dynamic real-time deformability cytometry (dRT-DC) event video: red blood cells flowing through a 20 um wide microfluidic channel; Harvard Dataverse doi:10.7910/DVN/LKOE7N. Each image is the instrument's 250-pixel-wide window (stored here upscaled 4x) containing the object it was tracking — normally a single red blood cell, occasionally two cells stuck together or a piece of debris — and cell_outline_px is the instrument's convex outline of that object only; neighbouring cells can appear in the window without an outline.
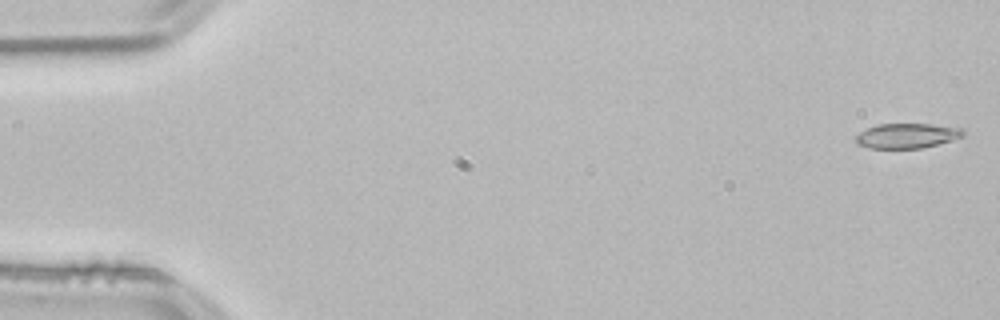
{"species": "common noctule bat (a hibernating species)", "species_latin": "Nyctalus noctula", "temperature_condition": "room temperature", "stored_images_in_passage": 44, "camera_frame_rate_fps": 3000, "um_per_image_px": 0.085, "animal": {"sex": "male", "body_mass_g": 21.5, "forearm_length_mm": 52.0}, "frame": {"image": 1, "passage_image": 1, "time_ms": 0.0, "image_size_px": [1000, 320], "cell_outline_px": [[964, 136], [952, 140], [920, 148], [868, 148], [856, 144], [856, 136], [860, 132], [876, 124], [932, 124], [964, 128]], "centroid_in_image_um": [77.1, 11.53], "position_along_channel_um": 7.9, "area_um2": 15.55}}
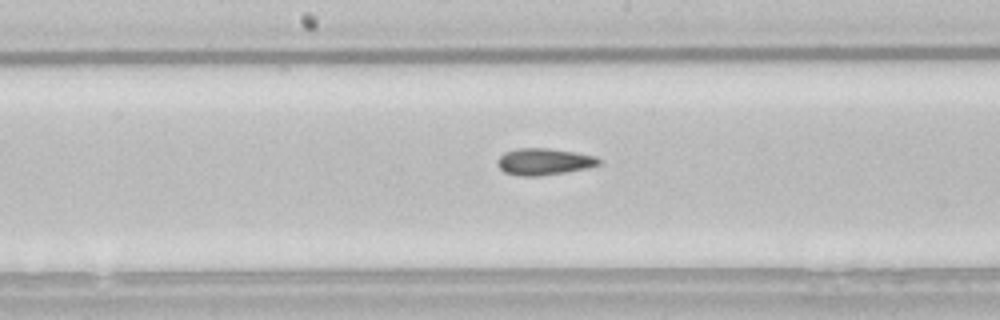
{"frame": {"image": 2, "passage_image": 27, "time_ms": 8.667, "image_size_px": [1000, 320], "cell_outline_px": [[600, 164], [588, 168], [540, 176], [520, 176], [504, 172], [496, 164], [496, 160], [504, 152], [516, 148], [548, 148], [576, 152], [596, 156], [600, 160]], "centroid_in_image_um": [46.21, 13.73], "position_along_channel_um": 202.0, "area_um2": 15.9}}
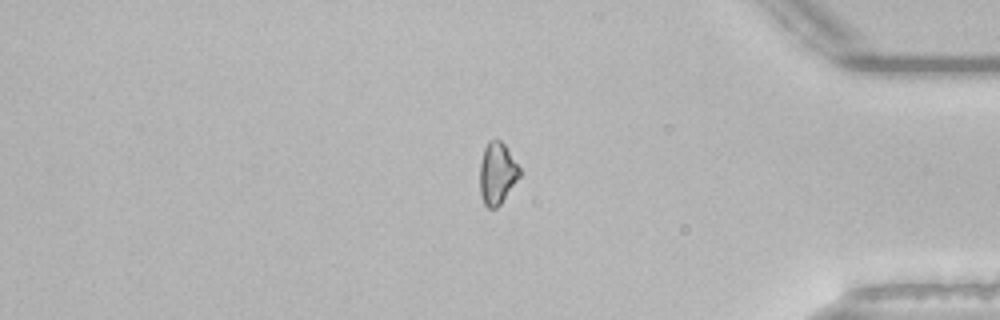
{"frame": {"image": 3, "passage_image": 44, "time_ms": 14.333, "image_size_px": [1000, 320], "cell_outline_px": [[520, 176], [500, 204], [496, 208], [488, 208], [484, 204], [480, 196], [480, 164], [484, 148], [488, 140], [496, 136], [504, 144], [520, 168]], "centroid_in_image_um": [42.24, 14.7], "position_along_channel_um": 393.0, "area_um2": 14.39}, "authors_computed_cell_mechanics": {"area_um2": 15.606, "velocity_mm_per_s": 3.8536, "shape_relaxation_time_tau1_ms": null, "shape_relaxation_time_tau2_ms": 5.7286, "deformation_change_tau1": null, "deformation_change_tau2": 0.1226}}